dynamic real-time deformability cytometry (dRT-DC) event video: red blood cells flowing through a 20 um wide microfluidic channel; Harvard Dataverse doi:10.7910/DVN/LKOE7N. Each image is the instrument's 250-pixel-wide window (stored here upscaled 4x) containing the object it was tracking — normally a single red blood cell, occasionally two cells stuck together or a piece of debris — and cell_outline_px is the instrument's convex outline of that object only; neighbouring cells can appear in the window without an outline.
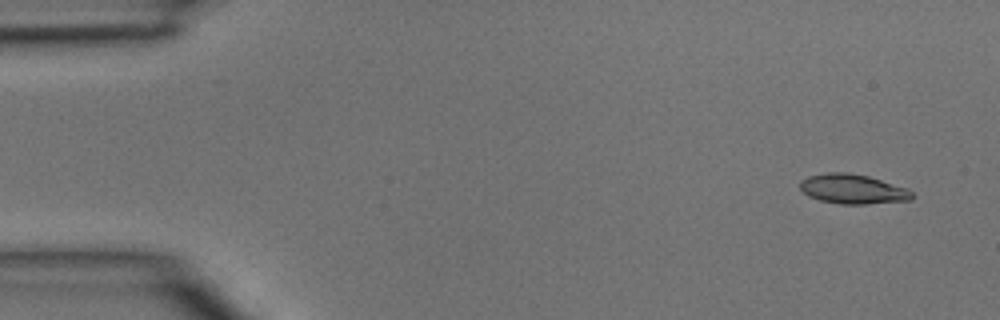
{"species": "common noctule bat (a hibernating species)", "species_latin": "Nyctalus noctula", "temperature_condition": "room temperature", "stored_images_in_passage": 4, "camera_frame_rate_fps": 3000, "um_per_image_px": 0.085, "animal": {"sex": "male", "body_mass_g": 15.6}, "frame": {"image": 1, "passage_image": 4, "time_ms": 1.0, "image_size_px": [1000, 320], "cell_outline_px": [[912, 200], [868, 204], [840, 204], [820, 200], [808, 196], [800, 188], [800, 180], [808, 176], [828, 172], [844, 172], [868, 176], [908, 188], [912, 192]], "centroid_in_image_um": [72.48, 16.07], "position_along_channel_um": 12.5, "area_um2": 19.36}}